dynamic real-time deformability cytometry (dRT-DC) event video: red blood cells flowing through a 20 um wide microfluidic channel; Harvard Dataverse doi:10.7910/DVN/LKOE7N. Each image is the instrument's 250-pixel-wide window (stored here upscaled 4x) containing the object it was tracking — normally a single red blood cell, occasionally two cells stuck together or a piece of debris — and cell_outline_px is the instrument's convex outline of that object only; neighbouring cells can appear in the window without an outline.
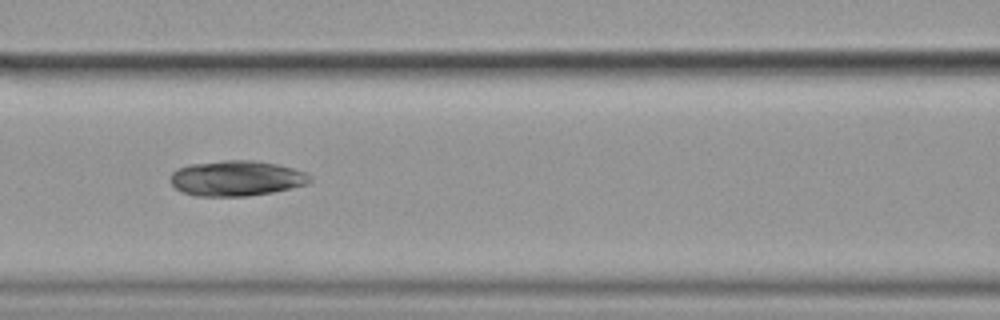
{"species": "common noctule bat (a hibernating species)", "species_latin": "Nyctalus noctula", "temperature_condition": "cold", "stored_images_in_passage": 8, "camera_frame_rate_fps": 3000, "um_per_image_px": 0.085, "animal": {"sex": "female", "body_mass_g": 19.9}, "frame": {"image": 1, "passage_image": 7, "time_ms": 2.0, "image_size_px": [1000, 320], "cell_outline_px": [[312, 180], [308, 184], [292, 188], [272, 192], [248, 196], [196, 196], [180, 192], [172, 184], [172, 172], [176, 168], [188, 164], [224, 160], [252, 160], [276, 164], [292, 168], [304, 172], [312, 176]], "centroid_in_image_um": [20.09, 15.15], "position_along_channel_um": 146.5, "area_um2": 28.9}}
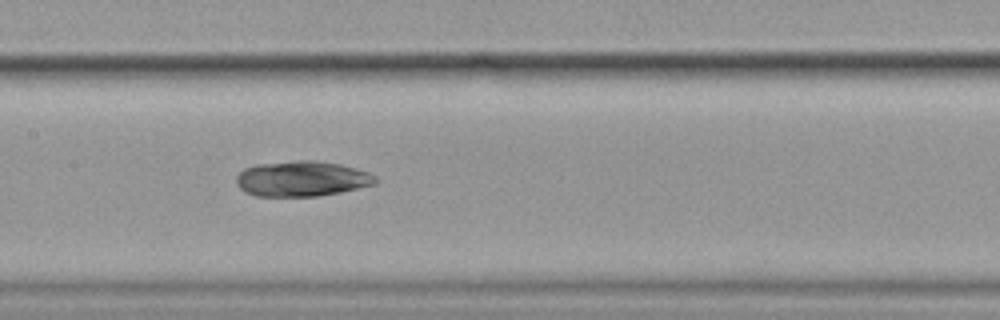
{"frame": {"image": 2, "passage_image": 8, "time_ms": 2.333, "image_size_px": [1000, 320], "cell_outline_px": [[380, 180], [376, 184], [340, 192], [316, 196], [256, 196], [244, 192], [236, 184], [236, 176], [244, 168], [256, 164], [296, 160], [316, 160], [340, 164], [356, 168], [368, 172], [376, 176]], "centroid_in_image_um": [25.66, 15.18], "position_along_channel_um": 181.7, "area_um2": 28.96}}